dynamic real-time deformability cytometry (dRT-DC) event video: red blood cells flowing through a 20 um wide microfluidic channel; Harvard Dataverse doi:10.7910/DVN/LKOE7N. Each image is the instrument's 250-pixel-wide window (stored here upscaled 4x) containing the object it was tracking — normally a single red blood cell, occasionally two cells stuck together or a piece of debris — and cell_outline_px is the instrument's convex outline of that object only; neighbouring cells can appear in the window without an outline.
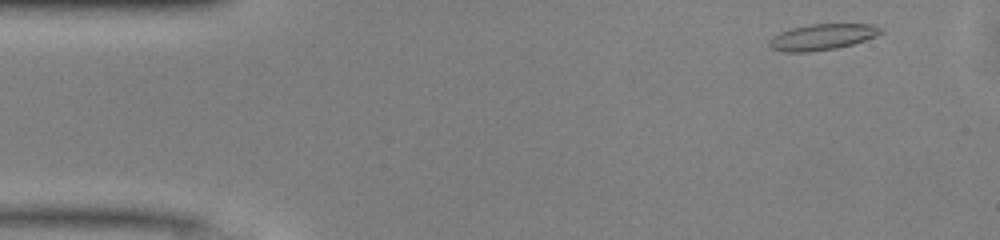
{"species": "common noctule bat (a hibernating species)", "species_latin": "Nyctalus noctula", "temperature_condition": "warm", "stored_images_in_passage": 36, "camera_frame_rate_fps": 3000, "um_per_image_px": 0.085, "animal": {"sex": "male", "body_mass_g": 13.0, "forearm_length_mm": 53.1}, "frame": {"image": 1, "passage_image": 1, "time_ms": 0.0, "image_size_px": [1000, 240], "cell_outline_px": [[884, 32], [876, 36], [852, 44], [836, 48], [808, 52], [784, 52], [772, 48], [768, 44], [768, 40], [772, 36], [780, 32], [792, 28], [808, 24], [876, 24], [884, 28]], "centroid_in_image_um": [69.91, 3.13], "position_along_channel_um": 15.1, "area_um2": 17.05}}
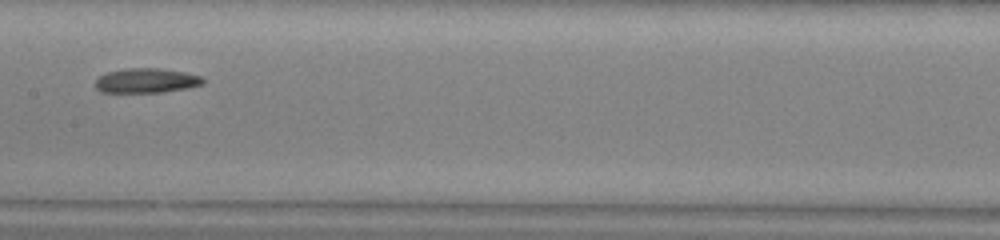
{"frame": {"image": 2, "passage_image": 21, "time_ms": 6.667, "image_size_px": [1000, 240], "cell_outline_px": [[204, 84], [188, 88], [160, 92], [100, 92], [96, 88], [96, 80], [100, 76], [108, 72], [124, 68], [156, 68], [184, 72], [200, 76], [204, 80]], "centroid_in_image_um": [12.44, 6.85], "position_along_channel_um": 195.0, "area_um2": 15.32}}
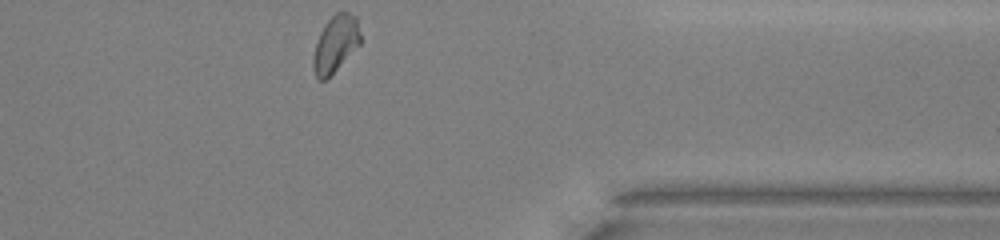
{"frame": {"image": 3, "passage_image": 36, "time_ms": 11.667, "image_size_px": [1000, 240], "cell_outline_px": [[360, 44], [324, 80], [316, 80], [312, 68], [312, 60], [316, 44], [320, 32], [328, 20], [336, 12], [348, 12], [356, 16], [360, 32]], "centroid_in_image_um": [28.5, 3.72], "position_along_channel_um": 382.9, "area_um2": 15.32}}